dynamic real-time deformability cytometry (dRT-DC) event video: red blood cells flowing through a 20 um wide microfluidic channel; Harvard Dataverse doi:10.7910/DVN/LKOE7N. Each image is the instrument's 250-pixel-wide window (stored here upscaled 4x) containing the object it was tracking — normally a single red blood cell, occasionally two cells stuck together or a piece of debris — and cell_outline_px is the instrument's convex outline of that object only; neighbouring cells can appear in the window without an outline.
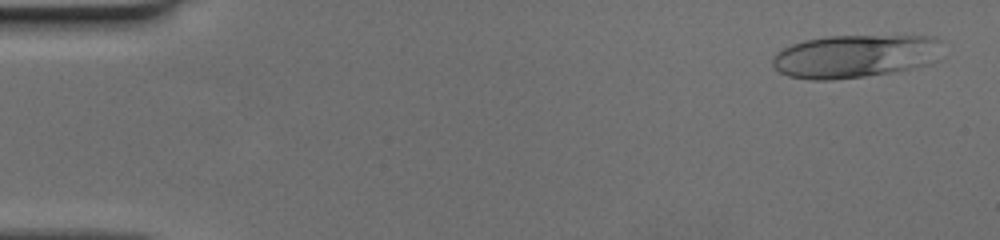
{"species": "human", "species_latin": "Homo sapiens", "temperature_condition": "cold", "stored_images_in_passage": 49, "camera_frame_rate_fps": 3000, "um_per_image_px": 0.085, "donor": {"sex": "female"}, "frame": {"image": 1, "passage_image": 2, "time_ms": 0.333, "image_size_px": [1000, 240], "cell_outline_px": [[940, 60], [932, 64], [892, 72], [864, 76], [832, 80], [808, 80], [788, 76], [780, 72], [772, 64], [772, 56], [776, 52], [792, 44], [804, 40], [828, 36], [936, 36], [940, 40]], "centroid_in_image_um": [72.7, 4.78], "position_along_channel_um": 12.3, "area_um2": 43.06}}
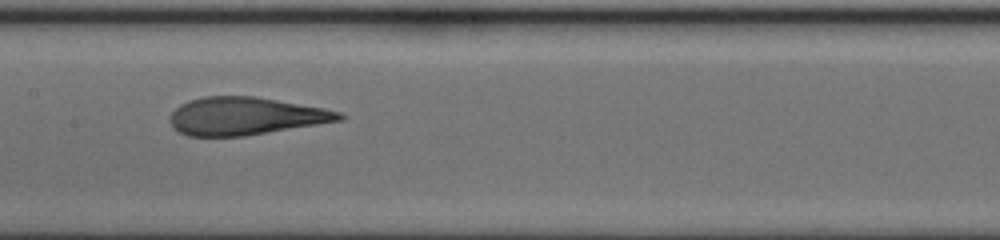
{"frame": {"image": 2, "passage_image": 25, "time_ms": 8.0, "image_size_px": [1000, 240], "cell_outline_px": [[344, 120], [244, 136], [188, 136], [172, 128], [168, 120], [172, 112], [180, 104], [188, 100], [204, 96], [256, 96], [324, 108], [340, 112], [344, 116]], "centroid_in_image_um": [20.83, 9.86], "position_along_channel_um": 186.6, "area_um2": 37.34}}
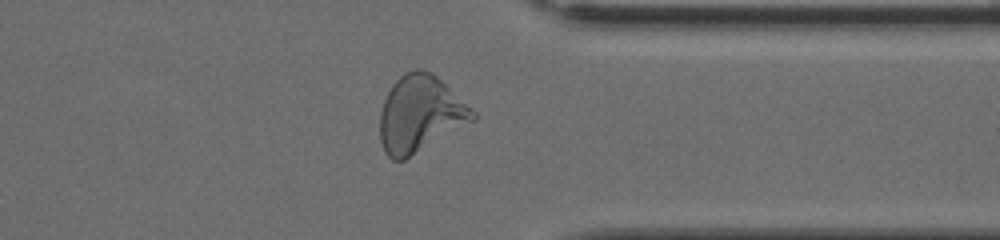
{"frame": {"image": 3, "passage_image": 39, "time_ms": 12.667, "image_size_px": [1000, 240], "cell_outline_px": [[476, 120], [404, 160], [392, 160], [384, 152], [380, 140], [380, 112], [384, 100], [392, 84], [404, 72], [416, 68], [420, 68], [432, 72], [472, 108], [476, 112]], "centroid_in_image_um": [35.71, 9.69], "position_along_channel_um": 375.7, "area_um2": 41.5}}